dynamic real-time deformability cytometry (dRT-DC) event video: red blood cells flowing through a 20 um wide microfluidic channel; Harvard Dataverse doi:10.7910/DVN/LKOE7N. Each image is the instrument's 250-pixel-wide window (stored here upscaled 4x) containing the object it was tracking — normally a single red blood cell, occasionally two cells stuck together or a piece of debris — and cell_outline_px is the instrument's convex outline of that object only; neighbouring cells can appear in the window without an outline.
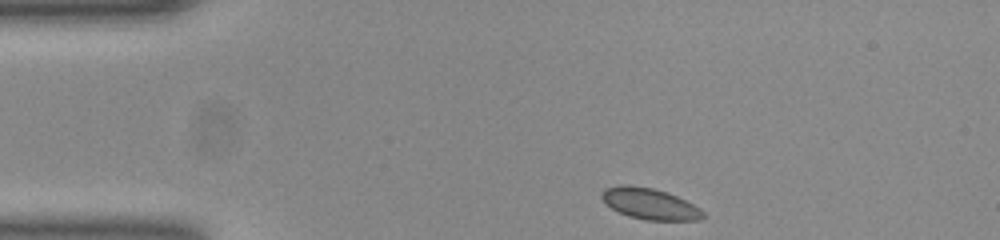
{"species": "common noctule bat (a hibernating species)", "species_latin": "Nyctalus noctula", "temperature_condition": "room temperature", "stored_images_in_passage": 44, "camera_frame_rate_fps": 3000, "um_per_image_px": 0.085, "animal": {"sex": "female", "body_mass_g": 23.0, "forearm_length_mm": 53.4}, "frame": {"image": 1, "passage_image": 1, "time_ms": 0.0, "image_size_px": [1000, 240], "cell_outline_px": [[704, 216], [700, 220], [644, 220], [628, 216], [612, 208], [600, 196], [604, 188], [620, 184], [628, 184], [652, 188], [668, 192], [700, 208], [704, 212]], "centroid_in_image_um": [55.22, 17.31], "position_along_channel_um": 29.8, "area_um2": 18.32}}
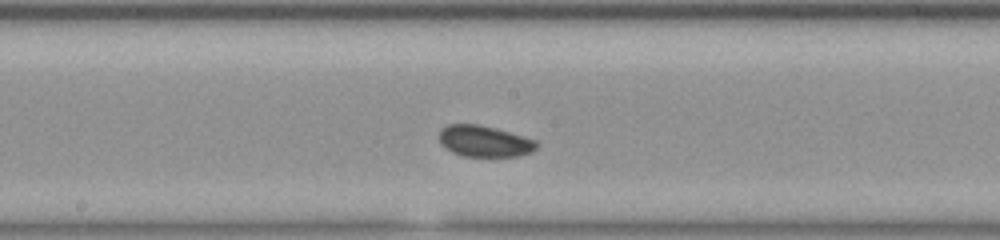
{"frame": {"image": 2, "passage_image": 19, "time_ms": 6.0, "image_size_px": [1000, 240], "cell_outline_px": [[540, 144], [532, 152], [520, 156], [464, 156], [452, 152], [440, 144], [440, 128], [448, 124], [480, 124], [496, 128], [524, 136], [536, 140]], "centroid_in_image_um": [41.2, 11.99], "position_along_channel_um": 207.0, "area_um2": 17.92}}
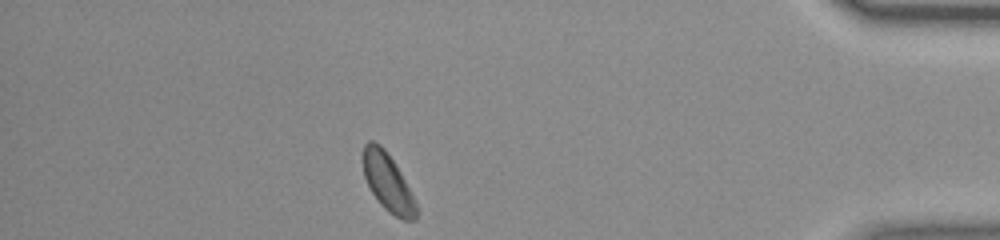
{"frame": {"image": 3, "passage_image": 38, "time_ms": 12.333, "image_size_px": [1000, 240], "cell_outline_px": [[416, 220], [404, 220], [388, 212], [380, 204], [372, 192], [364, 176], [364, 144], [368, 140], [372, 140], [380, 144], [384, 148], [400, 172], [416, 204]], "centroid_in_image_um": [32.95, 15.5], "position_along_channel_um": 402.3, "area_um2": 17.34}}